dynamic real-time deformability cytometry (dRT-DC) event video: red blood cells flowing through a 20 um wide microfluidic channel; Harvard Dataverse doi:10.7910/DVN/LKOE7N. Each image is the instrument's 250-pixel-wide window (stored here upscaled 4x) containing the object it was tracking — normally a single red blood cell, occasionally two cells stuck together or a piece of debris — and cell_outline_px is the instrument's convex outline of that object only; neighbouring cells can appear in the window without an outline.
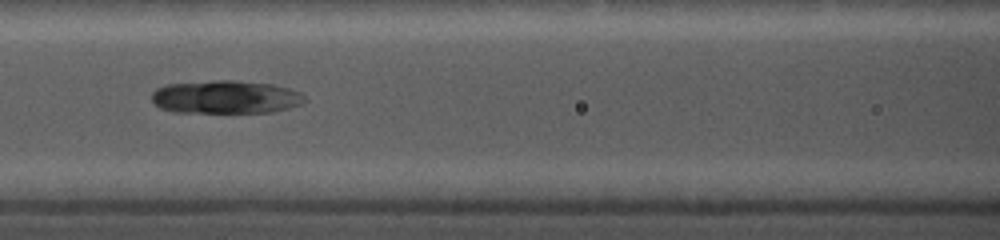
{"species": "common noctule bat (a hibernating species)", "species_latin": "Nyctalus noctula", "temperature_condition": "cold", "stored_images_in_passage": 5, "camera_frame_rate_fps": 5000, "um_per_image_px": 0.085, "animal": {"sex": "female", "body_mass_g": 19.0, "forearm_length_mm": 56.7}, "frame": {"image": 1, "passage_image": 5, "time_ms": 3.0, "image_size_px": [1000, 240], "cell_outline_px": [[308, 100], [300, 104], [288, 108], [272, 112], [176, 112], [160, 108], [152, 100], [152, 92], [156, 88], [168, 84], [212, 80], [236, 80], [272, 84], [288, 88], [300, 92]], "centroid_in_image_um": [19.19, 8.24], "position_along_channel_um": 147.4, "area_um2": 29.59}}